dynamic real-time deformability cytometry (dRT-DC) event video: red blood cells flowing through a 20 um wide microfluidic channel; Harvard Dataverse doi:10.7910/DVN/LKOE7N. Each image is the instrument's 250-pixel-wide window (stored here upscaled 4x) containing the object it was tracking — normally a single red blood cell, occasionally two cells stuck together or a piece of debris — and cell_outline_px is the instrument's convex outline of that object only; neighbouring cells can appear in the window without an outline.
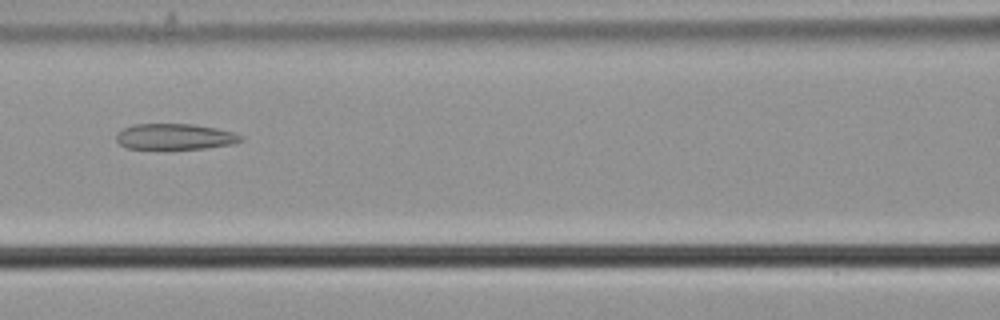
{"species": "common noctule bat (a hibernating species)", "species_latin": "Nyctalus noctula", "temperature_condition": "cold", "stored_images_in_passage": 39, "camera_frame_rate_fps": 3000, "um_per_image_px": 0.085, "animal": {"sex": "male", "body_mass_g": 21.5, "forearm_length_mm": 52.0}, "frame": {"image": 1, "passage_image": 16, "time_ms": 5.0, "image_size_px": [1000, 320], "cell_outline_px": [[244, 140], [232, 144], [204, 148], [128, 148], [120, 144], [116, 140], [116, 132], [132, 124], [192, 124], [216, 128], [232, 132], [244, 136]], "centroid_in_image_um": [14.87, 11.6], "position_along_channel_um": 151.7, "area_um2": 18.61}}
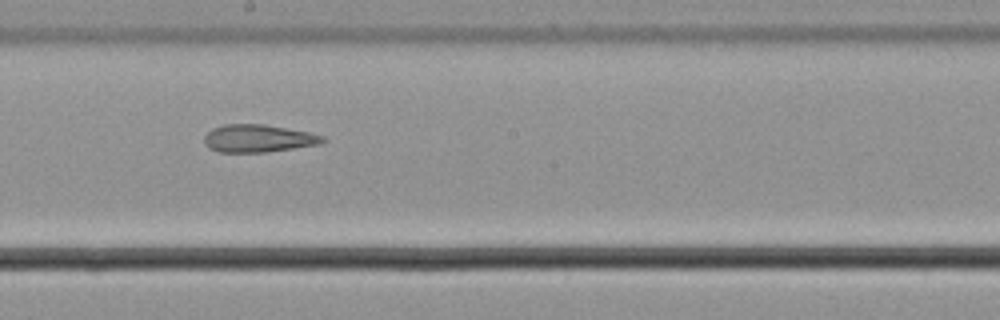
{"frame": {"image": 2, "passage_image": 22, "time_ms": 7.0, "image_size_px": [1000, 320], "cell_outline_px": [[328, 140], [320, 144], [264, 152], [216, 152], [208, 148], [204, 144], [204, 136], [212, 128], [224, 124], [264, 124], [308, 132], [324, 136]], "centroid_in_image_um": [21.92, 11.76], "position_along_channel_um": 226.3, "area_um2": 19.13}}
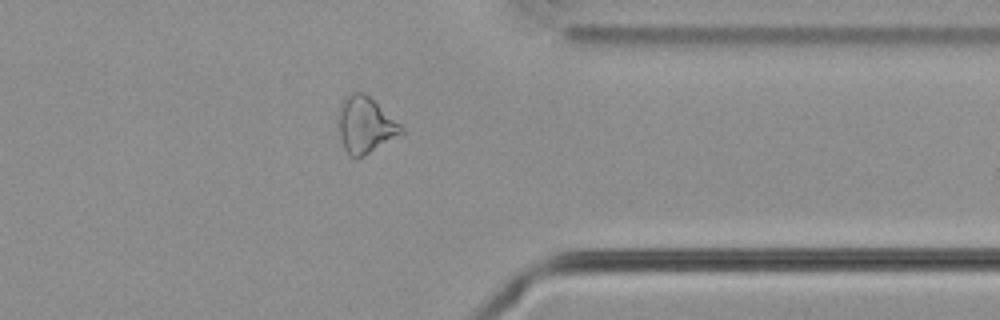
{"frame": {"image": 3, "passage_image": 35, "time_ms": 11.333, "image_size_px": [1000, 320], "cell_outline_px": [[404, 132], [356, 160], [348, 156], [344, 148], [336, 124], [340, 104], [352, 92], [364, 92], [400, 124], [404, 128]], "centroid_in_image_um": [31.0, 10.64], "position_along_channel_um": 380.4, "area_um2": 20.52}}